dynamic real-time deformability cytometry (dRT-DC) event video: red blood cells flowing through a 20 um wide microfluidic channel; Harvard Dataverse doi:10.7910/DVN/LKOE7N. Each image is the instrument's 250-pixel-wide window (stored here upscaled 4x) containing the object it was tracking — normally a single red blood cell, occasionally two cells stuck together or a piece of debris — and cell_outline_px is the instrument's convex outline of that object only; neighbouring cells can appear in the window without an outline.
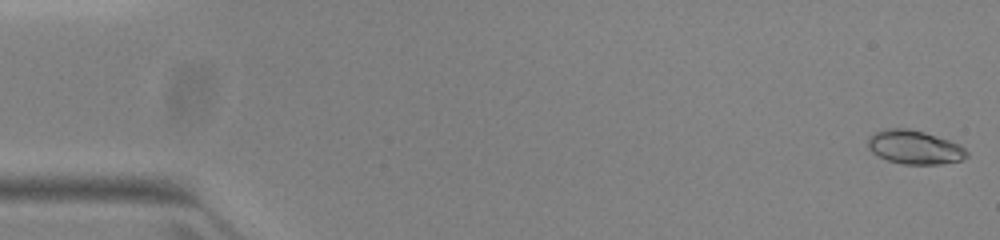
{"species": "common noctule bat (a hibernating species)", "species_latin": "Nyctalus noctula", "temperature_condition": "warm", "stored_images_in_passage": 52, "camera_frame_rate_fps": 3000, "um_per_image_px": 0.085, "animal": {"sex": "female", "body_mass_g": 23.0, "forearm_length_mm": 53.4}, "frame": {"image": 1, "passage_image": 1, "time_ms": 0.0, "image_size_px": [1000, 240], "cell_outline_px": [[968, 156], [960, 160], [940, 164], [904, 164], [888, 160], [872, 152], [868, 148], [868, 136], [872, 132], [884, 128], [908, 128], [924, 132], [960, 144], [968, 152]], "centroid_in_image_um": [77.7, 12.5], "position_along_channel_um": 7.3, "area_um2": 19.48}}
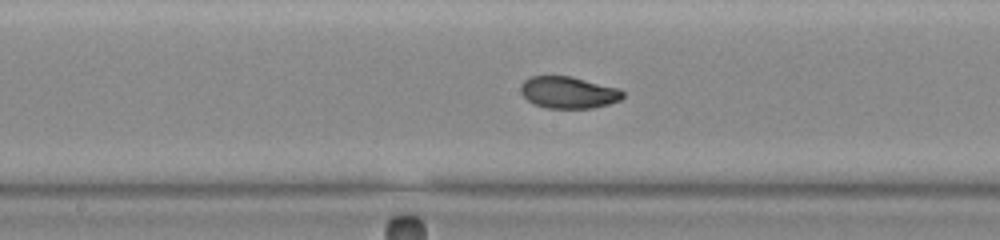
{"frame": {"image": 2, "passage_image": 27, "time_ms": 8.667, "image_size_px": [1000, 240], "cell_outline_px": [[624, 96], [620, 100], [608, 104], [592, 108], [548, 108], [536, 104], [528, 100], [520, 92], [520, 84], [524, 80], [532, 76], [572, 76], [620, 88], [624, 92]], "centroid_in_image_um": [48.34, 7.84], "position_along_channel_um": 199.9, "area_um2": 19.02}}
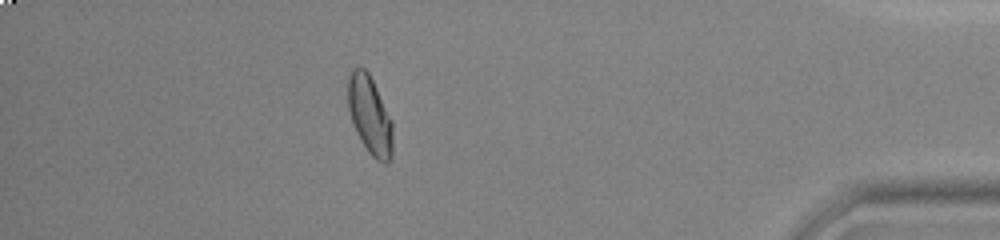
{"frame": {"image": 3, "passage_image": 46, "time_ms": 15.0, "image_size_px": [1000, 240], "cell_outline_px": [[392, 160], [388, 164], [384, 164], [376, 160], [368, 152], [360, 140], [356, 132], [348, 108], [348, 76], [352, 68], [364, 68], [368, 72], [392, 120]], "centroid_in_image_um": [31.44, 9.84], "position_along_channel_um": 403.8, "area_um2": 20.46}, "authors_computed_cell_mechanics": {"area_um2": 19.4208, "velocity_mm_per_s": 3.9653, "shape_relaxation_time_tau1_ms": 5.5083, "shape_relaxation_time_tau2_ms": 1.5525, "deformation_change_tau1": 0.1786, "deformation_change_tau2": 0.0408}}